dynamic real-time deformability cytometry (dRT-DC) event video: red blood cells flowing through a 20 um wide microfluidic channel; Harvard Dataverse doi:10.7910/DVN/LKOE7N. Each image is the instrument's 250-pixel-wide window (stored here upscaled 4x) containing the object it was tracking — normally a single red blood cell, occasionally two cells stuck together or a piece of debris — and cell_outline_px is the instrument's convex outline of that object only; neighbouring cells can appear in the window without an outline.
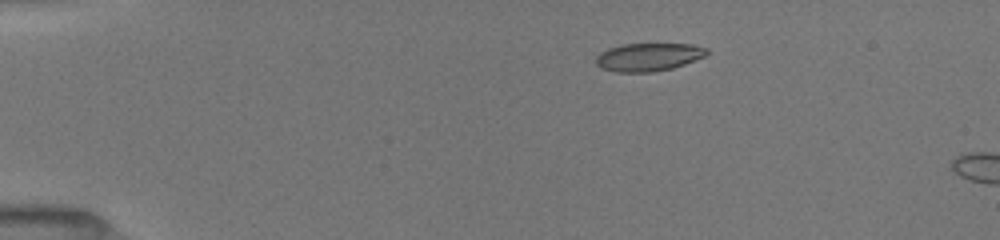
{"species": "common noctule bat (a hibernating species)", "species_latin": "Nyctalus noctula", "temperature_condition": "room temperature", "stored_images_in_passage": 15, "camera_frame_rate_fps": 3000, "um_per_image_px": 0.085, "animal": {"sex": "female", "body_mass_g": 19.5, "forearm_length_mm": 54.1}, "frame": {"image": 1, "passage_image": 9, "time_ms": 3.0, "image_size_px": [1000, 240], "cell_outline_px": [[708, 52], [704, 56], [684, 64], [672, 68], [652, 72], [616, 72], [600, 68], [596, 64], [596, 56], [600, 52], [608, 48], [620, 44], [692, 44], [708, 48]], "centroid_in_image_um": [55.08, 4.84], "position_along_channel_um": 29.9, "area_um2": 18.15}}